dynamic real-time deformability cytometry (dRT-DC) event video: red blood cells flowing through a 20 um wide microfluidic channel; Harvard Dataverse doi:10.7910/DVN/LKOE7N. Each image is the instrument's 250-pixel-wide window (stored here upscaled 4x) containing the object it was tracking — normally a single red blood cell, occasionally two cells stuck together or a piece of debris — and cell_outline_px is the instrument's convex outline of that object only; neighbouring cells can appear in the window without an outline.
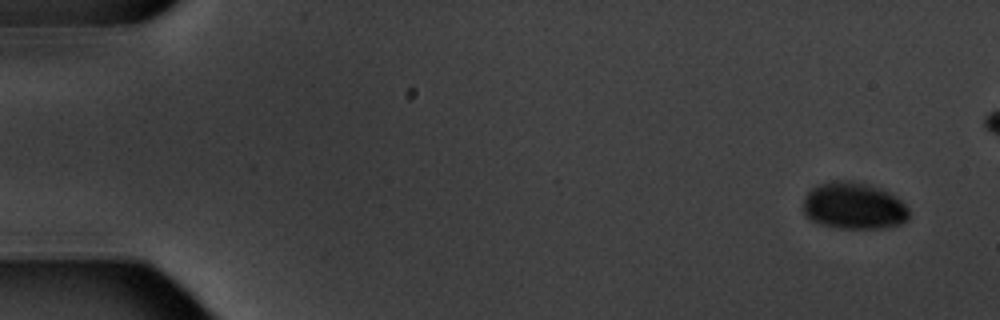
{"species": "common noctule bat (a hibernating species)", "species_latin": "Nyctalus noctula", "temperature_condition": "warm", "stored_images_in_passage": 6, "segment_of_instrument_passage": [2, 2], "camera_frame_rate_fps": 3000, "um_per_image_px": 0.085, "animal": {"sex": "male", "body_mass_g": 20.1, "forearm_length_mm": 53.5}, "frame": {"image": 1, "passage_image": 6, "time_ms": 6.0, "image_size_px": [1000, 320], "cell_outline_px": [[908, 220], [900, 224], [888, 228], [836, 228], [820, 224], [812, 220], [804, 212], [804, 196], [812, 188], [820, 184], [832, 180], [848, 180], [880, 188], [888, 192], [900, 200], [908, 208]], "centroid_in_image_um": [72.57, 17.51], "position_along_channel_um": 12.4, "area_um2": 28.78}}